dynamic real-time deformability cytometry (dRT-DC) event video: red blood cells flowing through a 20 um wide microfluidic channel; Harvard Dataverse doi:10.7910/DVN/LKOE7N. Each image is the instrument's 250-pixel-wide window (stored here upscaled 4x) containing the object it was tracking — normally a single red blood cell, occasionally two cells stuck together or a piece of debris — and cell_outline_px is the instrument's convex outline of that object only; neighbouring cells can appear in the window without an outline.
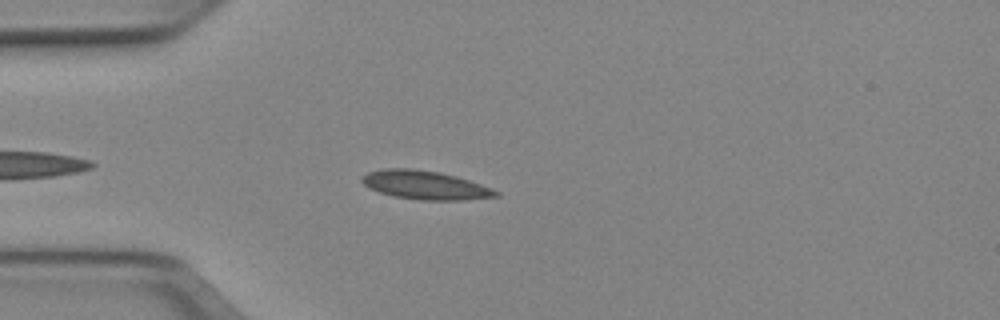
{"species": "Egyptian fruit bat (a non-hibernating species)", "species_latin": "Rousettus aegyptiacus", "temperature_condition": "cold", "stored_images_in_passage": 42, "camera_frame_rate_fps": 3000, "um_per_image_px": 0.085, "animal": {"sex": "female"}, "frame": {"image": 1, "passage_image": 5, "time_ms": 1.333, "image_size_px": [1000, 320], "cell_outline_px": [[500, 196], [464, 200], [420, 200], [392, 196], [368, 188], [360, 180], [368, 172], [384, 168], [408, 168], [440, 172], [456, 176], [492, 188], [500, 192]], "centroid_in_image_um": [36.14, 15.74], "position_along_channel_um": 48.9, "area_um2": 22.37}}
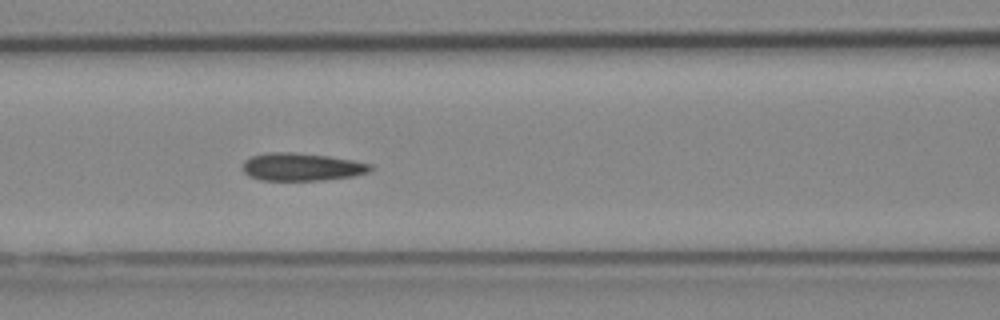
{"frame": {"image": 2, "passage_image": 13, "time_ms": 4.0, "image_size_px": [1000, 320], "cell_outline_px": [[376, 168], [368, 172], [352, 176], [324, 180], [260, 180], [248, 176], [240, 168], [244, 160], [252, 156], [268, 152], [292, 152], [328, 156], [352, 160], [372, 164]], "centroid_in_image_um": [25.62, 14.19], "position_along_channel_um": 141.0, "area_um2": 20.87}}
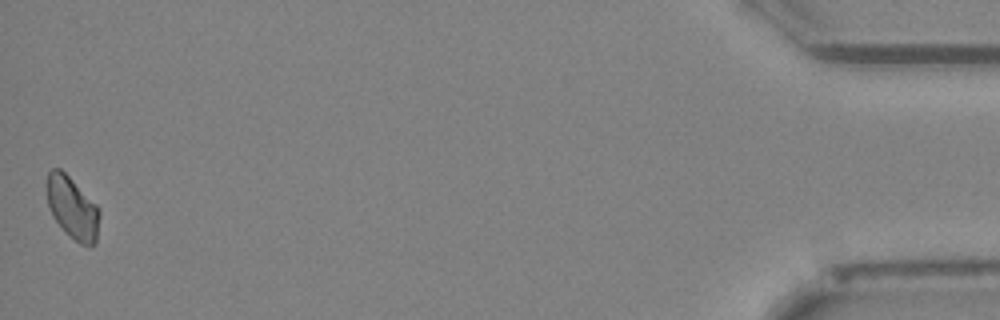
{"frame": {"image": 3, "passage_image": 42, "time_ms": 13.667, "image_size_px": [1000, 320], "cell_outline_px": [[100, 216], [96, 240], [92, 244], [80, 244], [64, 232], [52, 216], [48, 204], [48, 172], [52, 168], [60, 168], [100, 208]], "centroid_in_image_um": [6.16, 17.68], "position_along_channel_um": 429.0, "area_um2": 18.79}, "authors_computed_cell_mechanics": {"area_um2": 20.2878, "velocity_mm_per_s": 3.9445, "shape_relaxation_time_tau1_ms": 5.7785, "shape_relaxation_time_tau2_ms": 2.7045, "deformation_change_tau1": 0.112, "deformation_change_tau2": 0.0811}}